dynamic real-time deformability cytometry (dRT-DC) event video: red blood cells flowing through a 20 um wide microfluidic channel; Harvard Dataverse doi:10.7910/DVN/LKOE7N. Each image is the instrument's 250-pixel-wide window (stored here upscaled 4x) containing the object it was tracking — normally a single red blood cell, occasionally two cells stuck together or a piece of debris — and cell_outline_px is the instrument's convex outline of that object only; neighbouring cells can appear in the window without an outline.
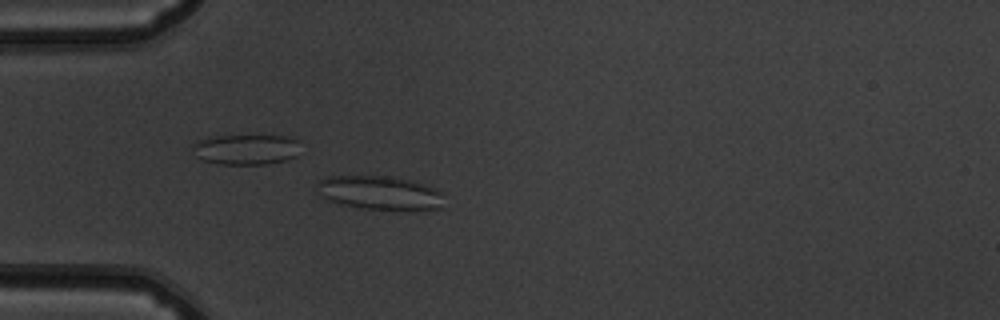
{"species": "common noctule bat (a hibernating species)", "species_latin": "Nyctalus noctula", "temperature_condition": "warm", "stored_images_in_passage": 45, "camera_frame_rate_fps": 3000, "um_per_image_px": 0.085, "animal": {"sex": "male", "body_mass_g": 19.5, "forearm_length_mm": 54.6}, "frame": {"image": 1, "passage_image": 8, "time_ms": 2.333, "image_size_px": [1000, 320], "cell_outline_px": [[444, 208], [360, 208], [340, 204], [320, 196], [320, 180], [324, 176], [388, 176], [412, 180], [436, 188], [440, 192]], "centroid_in_image_um": [32.27, 16.36], "position_along_channel_um": 52.7, "area_um2": 24.33}}
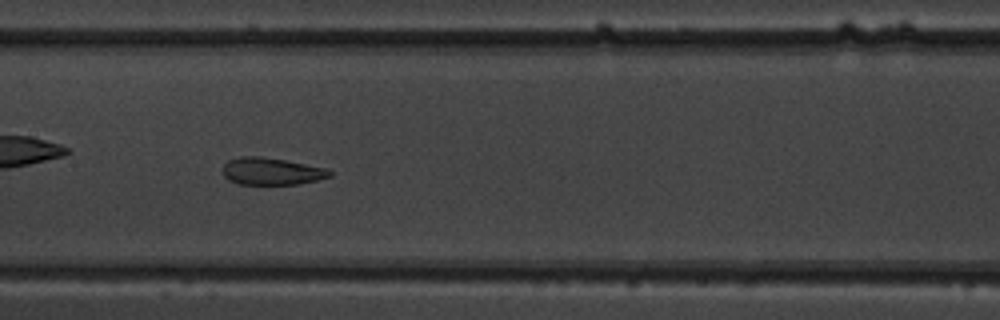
{"frame": {"image": 2, "passage_image": 19, "time_ms": 6.0, "image_size_px": [1000, 320], "cell_outline_px": [[332, 176], [316, 180], [296, 184], [236, 184], [228, 180], [224, 176], [224, 164], [228, 160], [240, 156], [260, 156], [284, 160], [328, 168], [332, 172]], "centroid_in_image_um": [23.07, 14.56], "position_along_channel_um": 184.3, "area_um2": 16.94}}
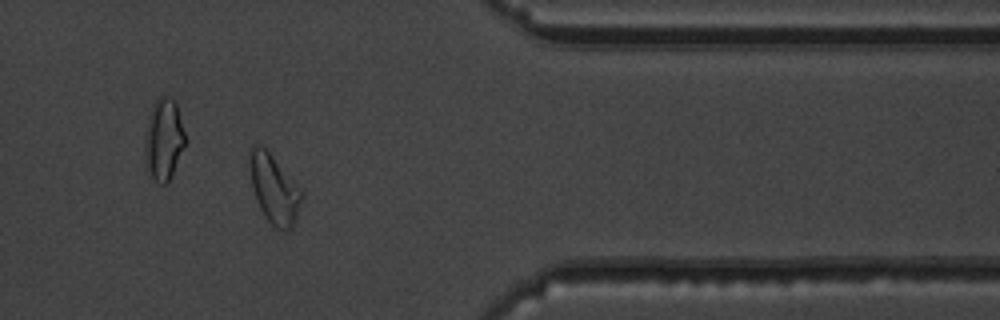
{"frame": {"image": 3, "passage_image": 36, "time_ms": 11.667, "image_size_px": [1000, 320], "cell_outline_px": [[304, 196], [296, 220], [292, 228], [288, 232], [284, 232], [276, 228], [264, 216], [256, 200], [252, 188], [248, 164], [248, 152], [252, 144], [260, 144], [272, 156], [304, 192]], "centroid_in_image_um": [23.29, 16.08], "position_along_channel_um": 388.1, "area_um2": 21.27}, "authors_computed_cell_mechanics": {"area_um2": 19.7098, "velocity_mm_per_s": 3.8806, "shape_relaxation_time_tau1_ms": null, "shape_relaxation_time_tau2_ms": 1.8208, "deformation_change_tau1": null, "deformation_change_tau2": 0.0773}}